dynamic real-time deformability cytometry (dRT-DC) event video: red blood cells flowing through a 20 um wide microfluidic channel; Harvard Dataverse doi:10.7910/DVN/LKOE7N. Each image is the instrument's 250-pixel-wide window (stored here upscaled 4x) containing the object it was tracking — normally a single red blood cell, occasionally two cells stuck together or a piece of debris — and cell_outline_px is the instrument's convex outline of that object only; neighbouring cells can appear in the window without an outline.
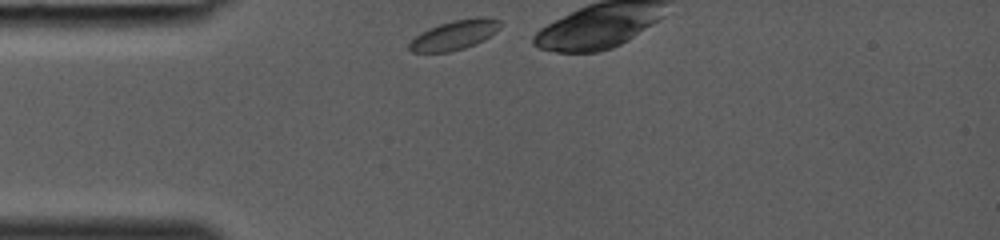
{"species": "common noctule bat (a hibernating species)", "species_latin": "Nyctalus noctula", "temperature_condition": "room temperature", "stored_images_in_passage": 7, "camera_frame_rate_fps": 3000, "um_per_image_px": 0.085, "animal": {"sex": "female", "body_mass_g": 19.0, "forearm_length_mm": 53.3}, "frame": {"image": 1, "passage_image": 1, "time_ms": 0.0, "image_size_px": [1000, 240], "cell_outline_px": [[500, 28], [496, 32], [484, 40], [476, 44], [464, 48], [448, 52], [412, 52], [408, 48], [408, 44], [420, 32], [428, 28], [452, 20], [476, 16], [488, 16], [500, 20]], "centroid_in_image_um": [38.66, 2.95], "position_along_channel_um": 46.3, "area_um2": 15.9}}